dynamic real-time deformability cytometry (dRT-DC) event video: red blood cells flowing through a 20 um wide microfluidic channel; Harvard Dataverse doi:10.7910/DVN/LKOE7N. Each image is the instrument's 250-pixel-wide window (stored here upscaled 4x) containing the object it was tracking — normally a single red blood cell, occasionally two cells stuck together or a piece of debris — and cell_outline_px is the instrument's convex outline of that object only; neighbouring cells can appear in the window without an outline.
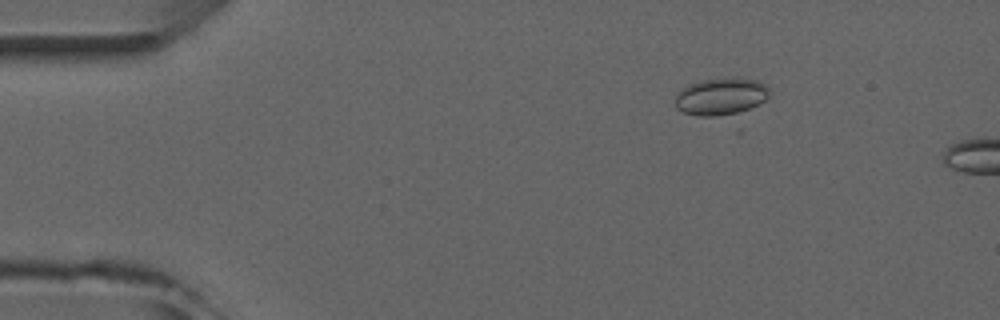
{"species": "common noctule bat (a hibernating species)", "species_latin": "Nyctalus noctula", "temperature_condition": "room temperature", "stored_images_in_passage": 4, "camera_frame_rate_fps": 3000, "um_per_image_px": 0.085, "animal": {"sex": "male", "forearm_length_mm": 52.5}, "frame": {"image": 1, "passage_image": 3, "time_ms": 2.333, "image_size_px": [1000, 320], "cell_outline_px": [[768, 96], [760, 104], [732, 116], [696, 116], [684, 112], [676, 108], [676, 96], [688, 84], [700, 80], [732, 76], [736, 76], [756, 80], [764, 84], [768, 88]], "centroid_in_image_um": [61.3, 8.2], "position_along_channel_um": 23.7, "area_um2": 20.81}}